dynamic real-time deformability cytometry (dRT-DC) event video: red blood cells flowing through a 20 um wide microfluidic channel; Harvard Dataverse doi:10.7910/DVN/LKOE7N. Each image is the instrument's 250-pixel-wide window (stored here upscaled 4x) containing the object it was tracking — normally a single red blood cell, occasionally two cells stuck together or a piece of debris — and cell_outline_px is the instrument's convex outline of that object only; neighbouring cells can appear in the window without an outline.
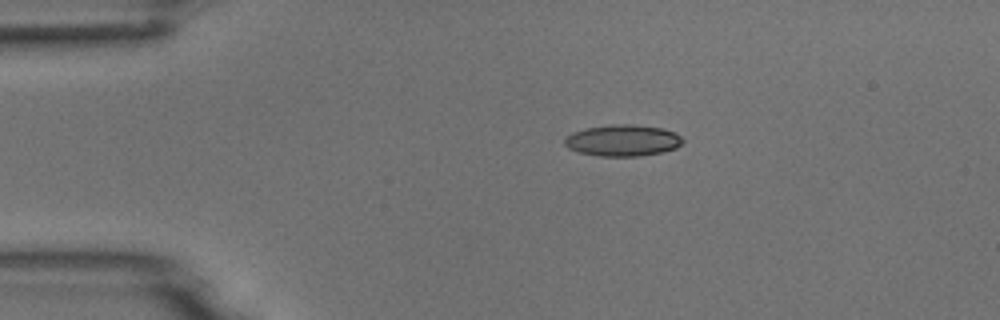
{"species": "common noctule bat (a hibernating species)", "species_latin": "Nyctalus noctula", "temperature_condition": "room temperature", "stored_images_in_passage": 2, "camera_frame_rate_fps": 3000, "um_per_image_px": 0.085, "animal": {"sex": "male", "body_mass_g": 18.8}, "frame": {"image": 1, "passage_image": 1, "time_ms": 0.0, "image_size_px": [1000, 320], "cell_outline_px": [[684, 140], [676, 148], [664, 152], [640, 156], [600, 156], [580, 152], [568, 148], [564, 144], [564, 140], [572, 132], [584, 128], [612, 124], [632, 124], [664, 128], [676, 132]], "centroid_in_image_um": [52.96, 11.93], "position_along_channel_um": 32.0, "area_um2": 21.79}}